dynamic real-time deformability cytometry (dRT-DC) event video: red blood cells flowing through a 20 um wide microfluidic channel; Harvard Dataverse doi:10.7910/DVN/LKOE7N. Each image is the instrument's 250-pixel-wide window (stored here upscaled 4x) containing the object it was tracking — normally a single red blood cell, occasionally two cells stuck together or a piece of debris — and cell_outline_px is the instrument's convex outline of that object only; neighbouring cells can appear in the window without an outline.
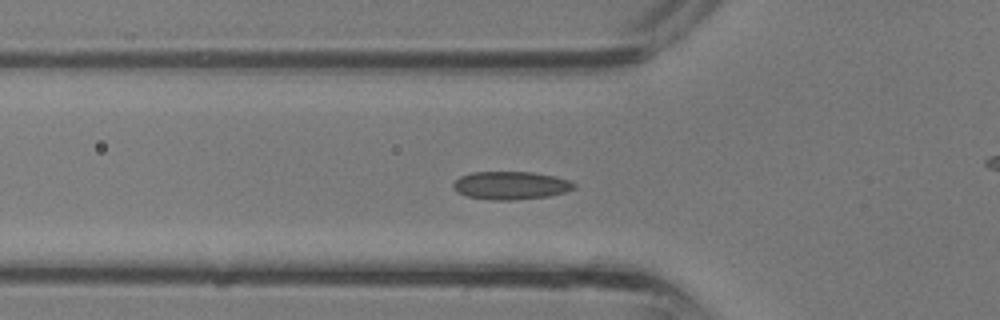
{"species": "common noctule bat (a hibernating species)", "species_latin": "Nyctalus noctula", "temperature_condition": "room temperature", "stored_images_in_passage": 20, "camera_frame_rate_fps": 3000, "um_per_image_px": 0.085, "animal": {"sex": "male", "body_mass_g": 13.3}, "frame": {"image": 1, "passage_image": 6, "time_ms": 1.667, "image_size_px": [1000, 320], "cell_outline_px": [[576, 188], [564, 192], [548, 196], [512, 200], [492, 200], [468, 196], [456, 192], [452, 184], [460, 176], [472, 172], [532, 172], [556, 176], [572, 180], [576, 184]], "centroid_in_image_um": [43.44, 15.75], "position_along_channel_um": 82.4, "area_um2": 19.83}}
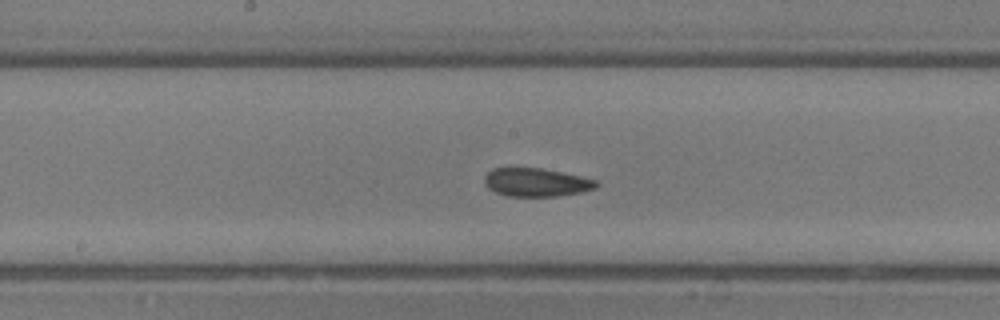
{"frame": {"image": 2, "passage_image": 12, "time_ms": 3.667, "image_size_px": [1000, 320], "cell_outline_px": [[600, 184], [596, 188], [580, 192], [556, 196], [508, 196], [496, 192], [488, 188], [484, 184], [484, 176], [492, 168], [540, 168], [580, 176], [596, 180]], "centroid_in_image_um": [45.56, 15.5], "position_along_channel_um": 202.6, "area_um2": 18.38}}
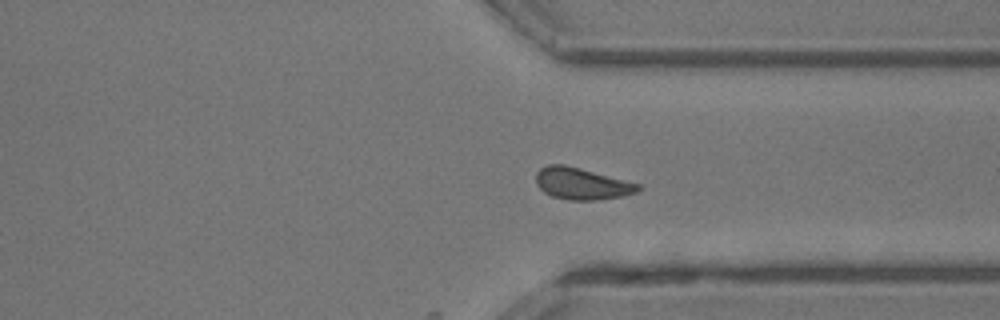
{"frame": {"image": 3, "passage_image": 20, "time_ms": 6.333, "image_size_px": [1000, 320], "cell_outline_px": [[640, 188], [636, 192], [624, 196], [596, 200], [568, 200], [552, 196], [544, 192], [536, 184], [536, 172], [540, 168], [548, 164], [564, 164], [580, 168], [640, 184]], "centroid_in_image_um": [49.42, 15.61], "position_along_channel_um": 362.0, "area_um2": 18.84}}